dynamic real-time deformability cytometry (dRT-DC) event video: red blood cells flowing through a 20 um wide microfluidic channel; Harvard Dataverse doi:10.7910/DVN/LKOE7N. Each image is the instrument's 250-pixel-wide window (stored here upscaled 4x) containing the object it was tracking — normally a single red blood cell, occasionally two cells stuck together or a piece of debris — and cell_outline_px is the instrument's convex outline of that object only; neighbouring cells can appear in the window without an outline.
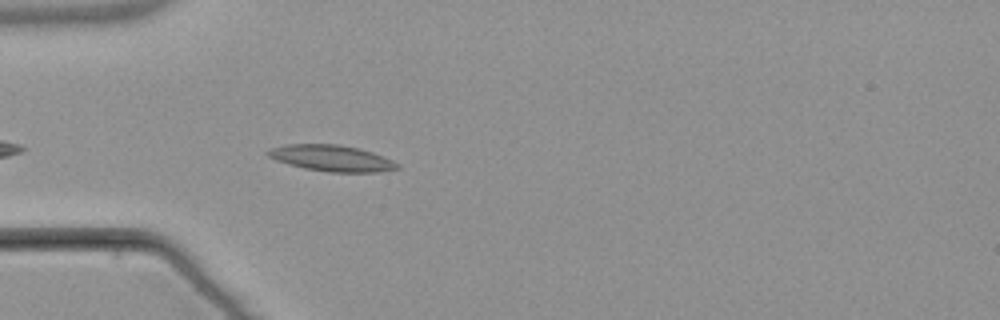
{"species": "common noctule bat (a hibernating species)", "species_latin": "Nyctalus noctula", "temperature_condition": "warm", "stored_images_in_passage": 4, "camera_frame_rate_fps": 3000, "um_per_image_px": 0.085, "animal": {"sex": "male", "body_mass_g": 21.5, "forearm_length_mm": 52.0}, "frame": {"image": 1, "passage_image": 4, "time_ms": 4.333, "image_size_px": [1000, 320], "cell_outline_px": [[400, 168], [380, 172], [328, 172], [304, 168], [288, 164], [276, 160], [268, 156], [264, 152], [272, 148], [288, 144], [340, 144], [360, 148], [384, 156], [400, 164]], "centroid_in_image_um": [28.22, 13.44], "position_along_channel_um": 56.8, "area_um2": 19.88}}